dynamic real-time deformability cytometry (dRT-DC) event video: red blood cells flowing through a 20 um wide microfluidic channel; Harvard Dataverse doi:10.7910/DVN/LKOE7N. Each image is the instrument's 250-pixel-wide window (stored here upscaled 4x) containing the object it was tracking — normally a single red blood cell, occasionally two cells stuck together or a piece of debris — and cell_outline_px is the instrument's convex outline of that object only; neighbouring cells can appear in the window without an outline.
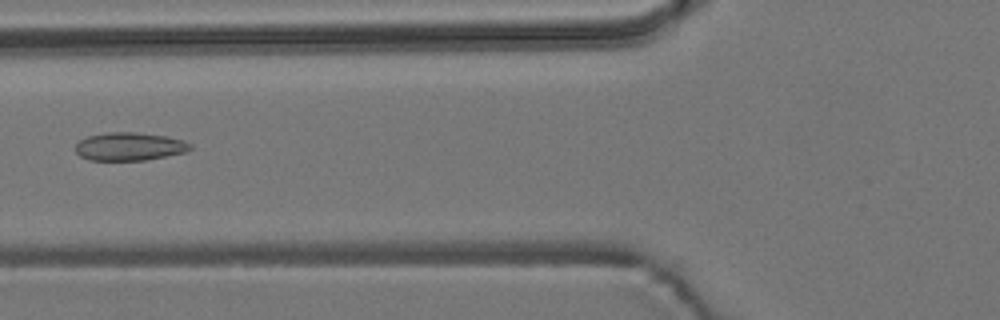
{"species": "common noctule bat (a hibernating species)", "species_latin": "Nyctalus noctula", "temperature_condition": "room temperature", "stored_images_in_passage": 4, "camera_frame_rate_fps": 3000, "um_per_image_px": 0.085, "animal": {"sex": "male", "body_mass_g": 19.2, "forearm_length_mm": 51.8}, "frame": {"image": 1, "passage_image": 4, "time_ms": 3.667, "image_size_px": [1000, 320], "cell_outline_px": [[192, 148], [184, 152], [144, 160], [88, 160], [80, 156], [76, 152], [76, 144], [80, 140], [88, 136], [108, 132], [136, 132], [164, 136], [184, 140], [192, 144]], "centroid_in_image_um": [10.99, 12.45], "position_along_channel_um": 114.8, "area_um2": 18.67}}